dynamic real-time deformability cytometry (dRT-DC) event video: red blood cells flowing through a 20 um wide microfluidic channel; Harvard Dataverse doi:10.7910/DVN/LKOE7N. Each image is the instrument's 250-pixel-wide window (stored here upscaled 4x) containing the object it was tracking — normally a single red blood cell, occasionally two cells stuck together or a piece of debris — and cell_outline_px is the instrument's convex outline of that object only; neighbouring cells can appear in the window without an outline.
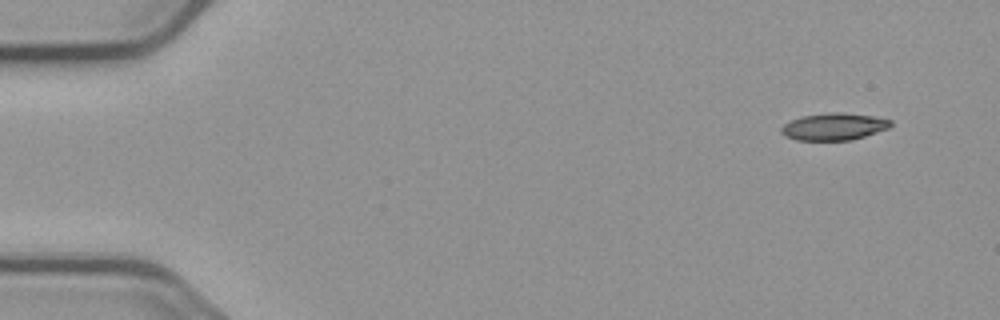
{"species": "common noctule bat (a hibernating species)", "species_latin": "Nyctalus noctula", "temperature_condition": "cold", "stored_images_in_passage": 7, "camera_frame_rate_fps": 3000, "um_per_image_px": 0.085, "animal": {"sex": "male", "body_mass_g": 23.1, "forearm_length_mm": 52.7}, "frame": {"image": 1, "passage_image": 1, "time_ms": 0.0, "image_size_px": [1000, 320], "cell_outline_px": [[892, 124], [888, 128], [852, 140], [796, 140], [784, 136], [780, 132], [780, 128], [784, 124], [792, 120], [804, 116], [828, 112], [844, 112], [872, 116], [892, 120]], "centroid_in_image_um": [70.86, 10.76], "position_along_channel_um": 14.1, "area_um2": 17.22}}
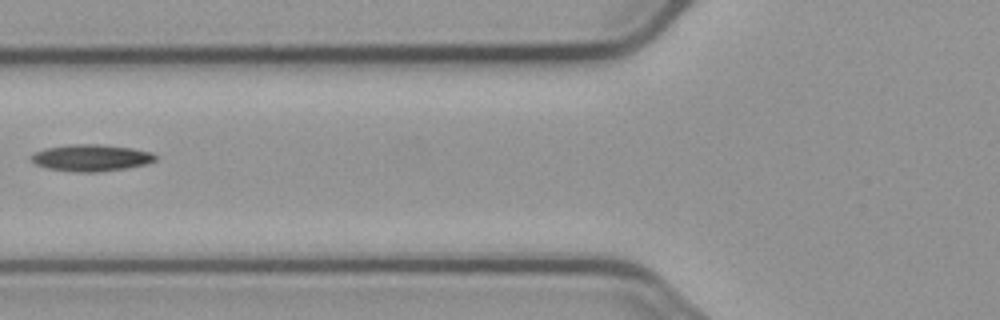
{"frame": {"image": 2, "passage_image": 6, "time_ms": 6.0, "image_size_px": [1000, 320], "cell_outline_px": [[156, 160], [148, 164], [124, 168], [96, 172], [76, 172], [48, 168], [36, 164], [32, 160], [32, 156], [36, 152], [48, 148], [72, 144], [100, 144], [132, 148], [148, 152], [156, 156]], "centroid_in_image_um": [7.77, 13.41], "position_along_channel_um": 118.0, "area_um2": 18.96}}
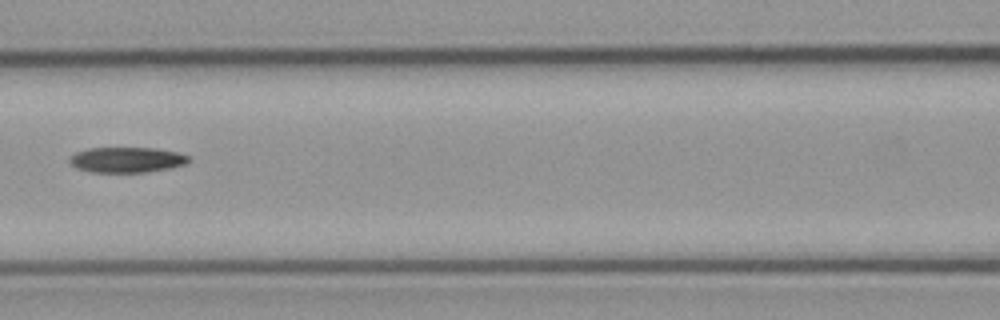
{"frame": {"image": 3, "passage_image": 7, "time_ms": 7.0, "image_size_px": [1000, 320], "cell_outline_px": [[192, 160], [184, 164], [168, 168], [144, 172], [92, 172], [76, 168], [68, 160], [76, 152], [88, 148], [156, 148], [180, 152], [188, 156]], "centroid_in_image_um": [10.79, 13.57], "position_along_channel_um": 155.8, "area_um2": 17.57}}